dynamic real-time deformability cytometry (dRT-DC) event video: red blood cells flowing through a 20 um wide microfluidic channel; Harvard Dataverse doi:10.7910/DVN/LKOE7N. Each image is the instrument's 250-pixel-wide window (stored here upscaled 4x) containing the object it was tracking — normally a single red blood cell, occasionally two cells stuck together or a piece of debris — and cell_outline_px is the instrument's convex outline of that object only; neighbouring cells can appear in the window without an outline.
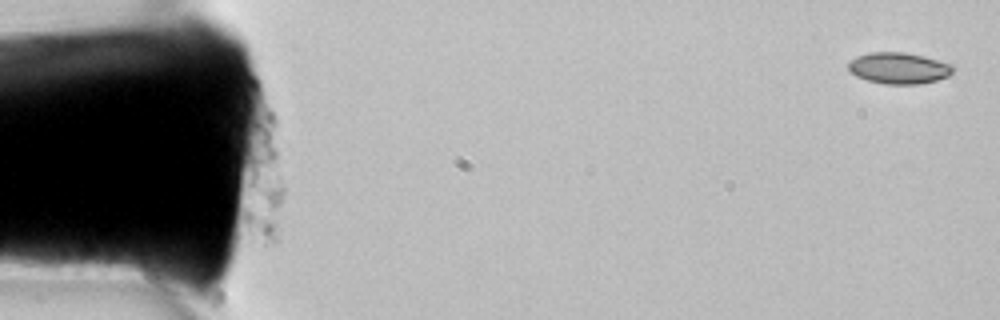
{"species": "common noctule bat (a hibernating species)", "species_latin": "Nyctalus noctula", "temperature_condition": "room temperature", "stored_images_in_passage": 6, "camera_frame_rate_fps": 3000, "um_per_image_px": 0.085, "animal": {"sex": "female", "body_mass_g": 22.7, "forearm_length_mm": 54.2}, "frame": {"image": 1, "passage_image": 1, "time_ms": 0.0, "image_size_px": [1000, 320], "cell_outline_px": [[956, 68], [948, 76], [936, 80], [920, 84], [884, 84], [868, 80], [856, 76], [848, 68], [848, 60], [856, 56], [868, 52], [904, 52], [924, 56], [956, 64]], "centroid_in_image_um": [76.43, 5.78], "position_along_channel_um": 8.6, "area_um2": 19.42}}
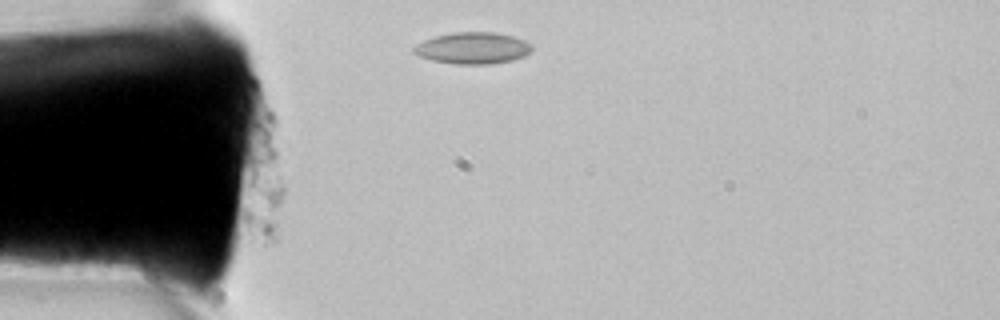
{"frame": {"image": 2, "passage_image": 6, "time_ms": 1.667, "image_size_px": [1000, 320], "cell_outline_px": [[532, 52], [524, 56], [512, 60], [488, 64], [456, 64], [432, 60], [420, 56], [412, 52], [412, 48], [424, 40], [436, 36], [456, 32], [496, 32], [512, 36], [524, 40], [532, 44]], "centroid_in_image_um": [40.21, 4.09], "position_along_channel_um": 44.8, "area_um2": 21.68}}